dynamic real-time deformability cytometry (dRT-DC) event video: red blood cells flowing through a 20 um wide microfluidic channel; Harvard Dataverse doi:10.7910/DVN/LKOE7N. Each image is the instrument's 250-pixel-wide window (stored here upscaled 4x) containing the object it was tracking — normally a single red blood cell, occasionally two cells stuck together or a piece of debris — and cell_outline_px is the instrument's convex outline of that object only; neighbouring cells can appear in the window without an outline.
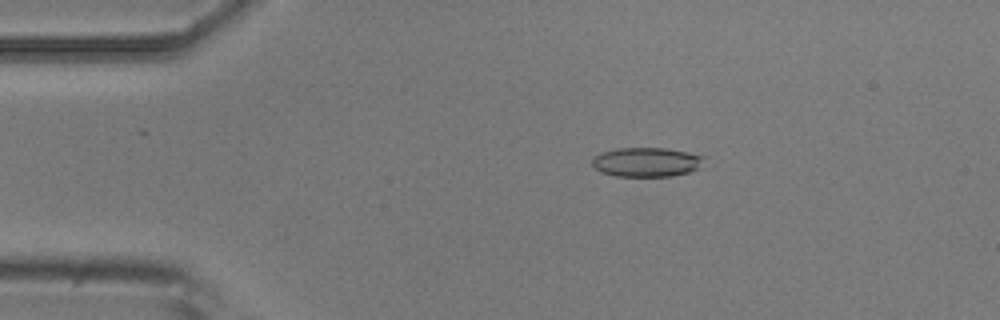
{"species": "common noctule bat (a hibernating species)", "species_latin": "Nyctalus noctula", "temperature_condition": "room temperature", "stored_images_in_passage": 54, "camera_frame_rate_fps": 3000, "um_per_image_px": 0.085, "animal": {"sex": "male", "body_mass_g": 20.5, "forearm_length_mm": 52.5}, "frame": {"image": 1, "passage_image": 10, "time_ms": 3.0, "image_size_px": [1000, 320], "cell_outline_px": [[704, 156], [696, 168], [688, 172], [672, 176], [616, 176], [600, 172], [592, 164], [592, 156], [600, 152], [616, 148], [664, 148], [688, 152]], "centroid_in_image_um": [54.86, 13.77], "position_along_channel_um": 30.1, "area_um2": 18.96}}
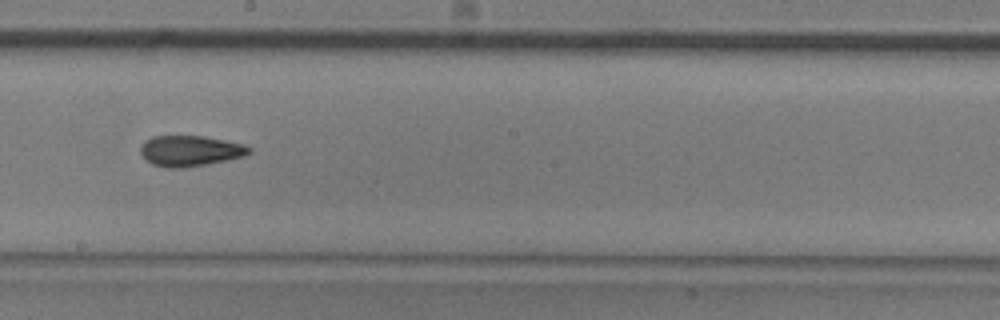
{"frame": {"image": 2, "passage_image": 30, "time_ms": 9.667, "image_size_px": [1000, 320], "cell_outline_px": [[252, 152], [244, 156], [228, 160], [184, 168], [168, 168], [152, 164], [140, 152], [140, 144], [144, 140], [152, 136], [204, 136], [244, 144], [252, 148]], "centroid_in_image_um": [16.17, 12.82], "position_along_channel_um": 232.0, "area_um2": 19.54}}
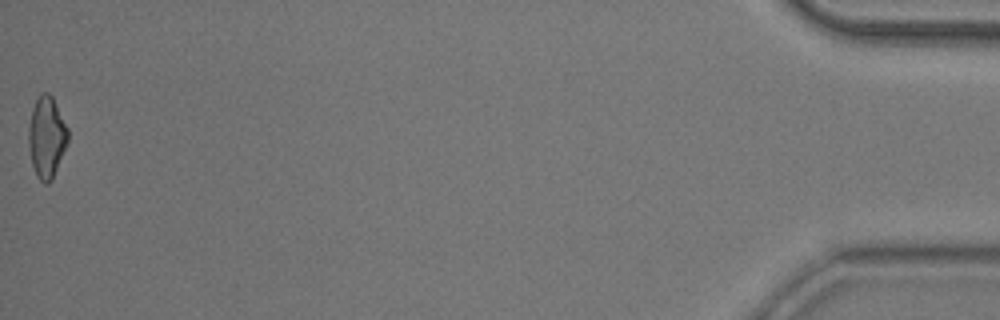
{"frame": {"image": 3, "passage_image": 54, "time_ms": 17.667, "image_size_px": [1000, 320], "cell_outline_px": [[68, 140], [52, 180], [48, 184], [44, 184], [36, 176], [32, 164], [28, 144], [28, 128], [32, 108], [40, 92], [48, 92], [52, 96], [68, 128]], "centroid_in_image_um": [3.95, 11.65], "position_along_channel_um": 431.3, "area_um2": 18.67}, "authors_computed_cell_mechanics": {"area_um2": 18.9006, "velocity_mm_per_s": 3.7448, "shape_relaxation_time_tau1_ms": 7.8089, "shape_relaxation_time_tau2_ms": 3.7993, "deformation_change_tau1": 0.1685, "deformation_change_tau2": 0.1207}}